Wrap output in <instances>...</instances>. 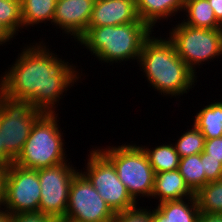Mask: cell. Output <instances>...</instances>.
I'll list each match as a JSON object with an SVG mask.
<instances>
[{"mask_svg": "<svg viewBox=\"0 0 222 222\" xmlns=\"http://www.w3.org/2000/svg\"><path fill=\"white\" fill-rule=\"evenodd\" d=\"M197 222H222V214H201Z\"/></svg>", "mask_w": 222, "mask_h": 222, "instance_id": "obj_30", "label": "cell"}, {"mask_svg": "<svg viewBox=\"0 0 222 222\" xmlns=\"http://www.w3.org/2000/svg\"><path fill=\"white\" fill-rule=\"evenodd\" d=\"M210 3L216 19L220 22L222 20V0H208Z\"/></svg>", "mask_w": 222, "mask_h": 222, "instance_id": "obj_31", "label": "cell"}, {"mask_svg": "<svg viewBox=\"0 0 222 222\" xmlns=\"http://www.w3.org/2000/svg\"><path fill=\"white\" fill-rule=\"evenodd\" d=\"M56 220L42 213H25L11 215V222H55Z\"/></svg>", "mask_w": 222, "mask_h": 222, "instance_id": "obj_28", "label": "cell"}, {"mask_svg": "<svg viewBox=\"0 0 222 222\" xmlns=\"http://www.w3.org/2000/svg\"><path fill=\"white\" fill-rule=\"evenodd\" d=\"M187 200V201H186ZM151 211L153 222H197L200 215L197 198L158 203Z\"/></svg>", "mask_w": 222, "mask_h": 222, "instance_id": "obj_14", "label": "cell"}, {"mask_svg": "<svg viewBox=\"0 0 222 222\" xmlns=\"http://www.w3.org/2000/svg\"><path fill=\"white\" fill-rule=\"evenodd\" d=\"M193 121L205 139L222 137V101H214L200 109Z\"/></svg>", "mask_w": 222, "mask_h": 222, "instance_id": "obj_19", "label": "cell"}, {"mask_svg": "<svg viewBox=\"0 0 222 222\" xmlns=\"http://www.w3.org/2000/svg\"><path fill=\"white\" fill-rule=\"evenodd\" d=\"M98 149L113 163L119 180L135 201L138 196L151 198L155 172L141 145L129 143Z\"/></svg>", "mask_w": 222, "mask_h": 222, "instance_id": "obj_6", "label": "cell"}, {"mask_svg": "<svg viewBox=\"0 0 222 222\" xmlns=\"http://www.w3.org/2000/svg\"><path fill=\"white\" fill-rule=\"evenodd\" d=\"M115 215L89 180L78 172L69 188L64 219L73 222H112Z\"/></svg>", "mask_w": 222, "mask_h": 222, "instance_id": "obj_11", "label": "cell"}, {"mask_svg": "<svg viewBox=\"0 0 222 222\" xmlns=\"http://www.w3.org/2000/svg\"><path fill=\"white\" fill-rule=\"evenodd\" d=\"M133 22H143L138 17L135 0H95L87 28Z\"/></svg>", "mask_w": 222, "mask_h": 222, "instance_id": "obj_13", "label": "cell"}, {"mask_svg": "<svg viewBox=\"0 0 222 222\" xmlns=\"http://www.w3.org/2000/svg\"><path fill=\"white\" fill-rule=\"evenodd\" d=\"M31 44L24 46L13 65L3 72L0 92L14 100L29 101L42 113L55 114L63 93L81 79L80 72L52 53L43 41Z\"/></svg>", "mask_w": 222, "mask_h": 222, "instance_id": "obj_1", "label": "cell"}, {"mask_svg": "<svg viewBox=\"0 0 222 222\" xmlns=\"http://www.w3.org/2000/svg\"><path fill=\"white\" fill-rule=\"evenodd\" d=\"M138 64L152 88L163 96L181 97L197 82L196 74L178 56L168 37L155 38L151 34L143 44Z\"/></svg>", "mask_w": 222, "mask_h": 222, "instance_id": "obj_2", "label": "cell"}, {"mask_svg": "<svg viewBox=\"0 0 222 222\" xmlns=\"http://www.w3.org/2000/svg\"><path fill=\"white\" fill-rule=\"evenodd\" d=\"M40 192L38 170L7 165L2 206L10 215L39 213Z\"/></svg>", "mask_w": 222, "mask_h": 222, "instance_id": "obj_9", "label": "cell"}, {"mask_svg": "<svg viewBox=\"0 0 222 222\" xmlns=\"http://www.w3.org/2000/svg\"><path fill=\"white\" fill-rule=\"evenodd\" d=\"M204 152L205 158H214L222 163V137L206 139Z\"/></svg>", "mask_w": 222, "mask_h": 222, "instance_id": "obj_27", "label": "cell"}, {"mask_svg": "<svg viewBox=\"0 0 222 222\" xmlns=\"http://www.w3.org/2000/svg\"><path fill=\"white\" fill-rule=\"evenodd\" d=\"M112 222H153L151 211L147 208L136 207L129 211L117 213Z\"/></svg>", "mask_w": 222, "mask_h": 222, "instance_id": "obj_25", "label": "cell"}, {"mask_svg": "<svg viewBox=\"0 0 222 222\" xmlns=\"http://www.w3.org/2000/svg\"><path fill=\"white\" fill-rule=\"evenodd\" d=\"M94 2L95 0H57L52 25L57 28L59 26L63 34L72 36L76 42L87 29Z\"/></svg>", "mask_w": 222, "mask_h": 222, "instance_id": "obj_12", "label": "cell"}, {"mask_svg": "<svg viewBox=\"0 0 222 222\" xmlns=\"http://www.w3.org/2000/svg\"><path fill=\"white\" fill-rule=\"evenodd\" d=\"M138 17L152 29L163 19H168L183 12V0H135ZM171 16V17H170ZM169 17V18H168Z\"/></svg>", "mask_w": 222, "mask_h": 222, "instance_id": "obj_16", "label": "cell"}, {"mask_svg": "<svg viewBox=\"0 0 222 222\" xmlns=\"http://www.w3.org/2000/svg\"><path fill=\"white\" fill-rule=\"evenodd\" d=\"M195 196L201 214H222V180L208 182Z\"/></svg>", "mask_w": 222, "mask_h": 222, "instance_id": "obj_22", "label": "cell"}, {"mask_svg": "<svg viewBox=\"0 0 222 222\" xmlns=\"http://www.w3.org/2000/svg\"><path fill=\"white\" fill-rule=\"evenodd\" d=\"M186 19L182 22L194 28L219 29V21L208 0H195L184 5Z\"/></svg>", "mask_w": 222, "mask_h": 222, "instance_id": "obj_18", "label": "cell"}, {"mask_svg": "<svg viewBox=\"0 0 222 222\" xmlns=\"http://www.w3.org/2000/svg\"><path fill=\"white\" fill-rule=\"evenodd\" d=\"M148 156L149 162L155 173L167 172L178 169L180 156L176 152L174 144L164 143L155 148L141 146ZM146 147V148H145Z\"/></svg>", "mask_w": 222, "mask_h": 222, "instance_id": "obj_20", "label": "cell"}, {"mask_svg": "<svg viewBox=\"0 0 222 222\" xmlns=\"http://www.w3.org/2000/svg\"><path fill=\"white\" fill-rule=\"evenodd\" d=\"M29 101L0 92V162L12 164L21 153L33 124L43 115Z\"/></svg>", "mask_w": 222, "mask_h": 222, "instance_id": "obj_5", "label": "cell"}, {"mask_svg": "<svg viewBox=\"0 0 222 222\" xmlns=\"http://www.w3.org/2000/svg\"><path fill=\"white\" fill-rule=\"evenodd\" d=\"M206 180L214 182L222 180V163L214 158H205V152L201 153Z\"/></svg>", "mask_w": 222, "mask_h": 222, "instance_id": "obj_26", "label": "cell"}, {"mask_svg": "<svg viewBox=\"0 0 222 222\" xmlns=\"http://www.w3.org/2000/svg\"><path fill=\"white\" fill-rule=\"evenodd\" d=\"M75 168L70 162H65L38 169L41 189L39 213L55 220L65 217L69 202V188L74 176L79 172Z\"/></svg>", "mask_w": 222, "mask_h": 222, "instance_id": "obj_10", "label": "cell"}, {"mask_svg": "<svg viewBox=\"0 0 222 222\" xmlns=\"http://www.w3.org/2000/svg\"><path fill=\"white\" fill-rule=\"evenodd\" d=\"M195 197L179 170L155 173L154 189L151 198L164 201L182 200Z\"/></svg>", "mask_w": 222, "mask_h": 222, "instance_id": "obj_15", "label": "cell"}, {"mask_svg": "<svg viewBox=\"0 0 222 222\" xmlns=\"http://www.w3.org/2000/svg\"><path fill=\"white\" fill-rule=\"evenodd\" d=\"M6 170H7V164L0 162V206H2L3 203Z\"/></svg>", "mask_w": 222, "mask_h": 222, "instance_id": "obj_29", "label": "cell"}, {"mask_svg": "<svg viewBox=\"0 0 222 222\" xmlns=\"http://www.w3.org/2000/svg\"><path fill=\"white\" fill-rule=\"evenodd\" d=\"M57 0H21L23 29L47 23L52 24ZM26 27V28H24Z\"/></svg>", "mask_w": 222, "mask_h": 222, "instance_id": "obj_17", "label": "cell"}, {"mask_svg": "<svg viewBox=\"0 0 222 222\" xmlns=\"http://www.w3.org/2000/svg\"><path fill=\"white\" fill-rule=\"evenodd\" d=\"M13 37L4 29V27L0 24V46L2 44H7L10 42Z\"/></svg>", "mask_w": 222, "mask_h": 222, "instance_id": "obj_32", "label": "cell"}, {"mask_svg": "<svg viewBox=\"0 0 222 222\" xmlns=\"http://www.w3.org/2000/svg\"><path fill=\"white\" fill-rule=\"evenodd\" d=\"M192 1H195V0H183V5H185L187 2H192Z\"/></svg>", "mask_w": 222, "mask_h": 222, "instance_id": "obj_35", "label": "cell"}, {"mask_svg": "<svg viewBox=\"0 0 222 222\" xmlns=\"http://www.w3.org/2000/svg\"><path fill=\"white\" fill-rule=\"evenodd\" d=\"M57 117L56 113H44L33 124L30 135L14 164L24 169L38 170L68 162L64 150V133L61 132Z\"/></svg>", "mask_w": 222, "mask_h": 222, "instance_id": "obj_4", "label": "cell"}, {"mask_svg": "<svg viewBox=\"0 0 222 222\" xmlns=\"http://www.w3.org/2000/svg\"><path fill=\"white\" fill-rule=\"evenodd\" d=\"M86 169L80 171L97 190L99 195L117 214L137 207L138 202L119 180L113 163L96 147L89 152Z\"/></svg>", "mask_w": 222, "mask_h": 222, "instance_id": "obj_8", "label": "cell"}, {"mask_svg": "<svg viewBox=\"0 0 222 222\" xmlns=\"http://www.w3.org/2000/svg\"><path fill=\"white\" fill-rule=\"evenodd\" d=\"M168 34L178 56L196 75L197 66L222 55L220 29L194 28L179 21Z\"/></svg>", "mask_w": 222, "mask_h": 222, "instance_id": "obj_7", "label": "cell"}, {"mask_svg": "<svg viewBox=\"0 0 222 222\" xmlns=\"http://www.w3.org/2000/svg\"><path fill=\"white\" fill-rule=\"evenodd\" d=\"M55 222H73V221L62 218V219H57Z\"/></svg>", "mask_w": 222, "mask_h": 222, "instance_id": "obj_34", "label": "cell"}, {"mask_svg": "<svg viewBox=\"0 0 222 222\" xmlns=\"http://www.w3.org/2000/svg\"><path fill=\"white\" fill-rule=\"evenodd\" d=\"M192 125V128L182 133L174 144L180 158L201 154L204 151L206 139L202 132L194 124Z\"/></svg>", "mask_w": 222, "mask_h": 222, "instance_id": "obj_24", "label": "cell"}, {"mask_svg": "<svg viewBox=\"0 0 222 222\" xmlns=\"http://www.w3.org/2000/svg\"><path fill=\"white\" fill-rule=\"evenodd\" d=\"M0 24L13 37L23 29L21 0H0Z\"/></svg>", "mask_w": 222, "mask_h": 222, "instance_id": "obj_23", "label": "cell"}, {"mask_svg": "<svg viewBox=\"0 0 222 222\" xmlns=\"http://www.w3.org/2000/svg\"><path fill=\"white\" fill-rule=\"evenodd\" d=\"M178 170L195 194L208 183L201 161V154L180 158Z\"/></svg>", "mask_w": 222, "mask_h": 222, "instance_id": "obj_21", "label": "cell"}, {"mask_svg": "<svg viewBox=\"0 0 222 222\" xmlns=\"http://www.w3.org/2000/svg\"><path fill=\"white\" fill-rule=\"evenodd\" d=\"M154 30L145 22L87 28L77 40L99 61L138 62L145 40ZM134 59V60H133Z\"/></svg>", "mask_w": 222, "mask_h": 222, "instance_id": "obj_3", "label": "cell"}, {"mask_svg": "<svg viewBox=\"0 0 222 222\" xmlns=\"http://www.w3.org/2000/svg\"><path fill=\"white\" fill-rule=\"evenodd\" d=\"M0 222H11V215L4 210L3 206H0Z\"/></svg>", "mask_w": 222, "mask_h": 222, "instance_id": "obj_33", "label": "cell"}, {"mask_svg": "<svg viewBox=\"0 0 222 222\" xmlns=\"http://www.w3.org/2000/svg\"><path fill=\"white\" fill-rule=\"evenodd\" d=\"M219 29L222 31V20L219 22Z\"/></svg>", "mask_w": 222, "mask_h": 222, "instance_id": "obj_36", "label": "cell"}]
</instances>
